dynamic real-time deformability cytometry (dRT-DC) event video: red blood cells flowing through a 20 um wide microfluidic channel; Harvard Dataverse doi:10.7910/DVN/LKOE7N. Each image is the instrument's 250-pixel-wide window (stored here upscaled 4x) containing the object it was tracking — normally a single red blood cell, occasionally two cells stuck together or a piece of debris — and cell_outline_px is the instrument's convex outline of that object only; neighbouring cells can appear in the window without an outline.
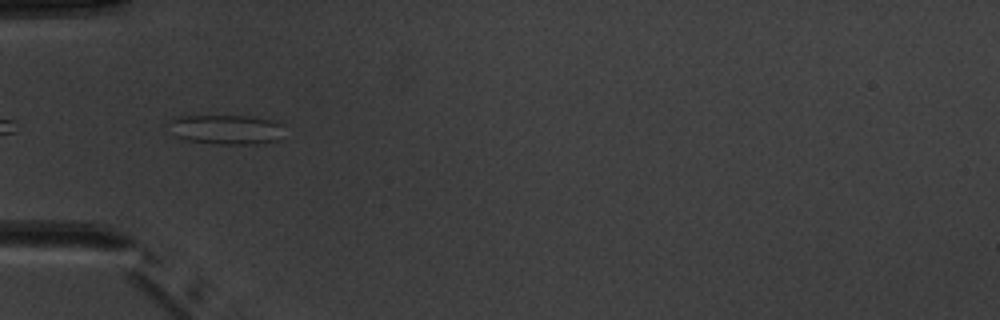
{"species": "common noctule bat (a hibernating species)", "species_latin": "Nyctalus noctula", "temperature_condition": "warm", "stored_images_in_passage": 7, "camera_frame_rate_fps": 3000, "um_per_image_px": 0.085, "animal": {"sex": "male", "body_mass_g": 20.1, "forearm_length_mm": 53.5}, "frame": {"image": 1, "passage_image": 5, "time_ms": 4.667, "image_size_px": [1000, 320], "cell_outline_px": [[280, 124], [276, 140], [256, 144], [216, 144], [188, 140], [176, 136], [172, 120], [172, 116], [248, 116], [268, 120]], "centroid_in_image_um": [19.18, 11.01], "position_along_channel_um": 65.8, "area_um2": 19.02}}
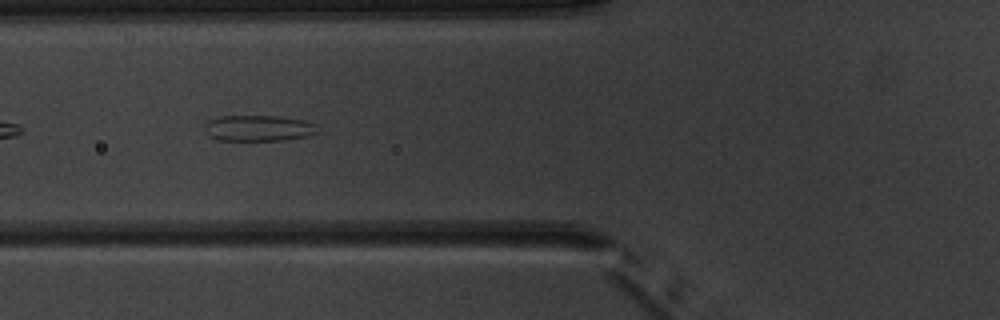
{"frame": {"image": 2, "passage_image": 6, "time_ms": 5.667, "image_size_px": [1000, 320], "cell_outline_px": [[320, 132], [308, 136], [284, 140], [216, 140], [208, 136], [204, 132], [204, 124], [208, 120], [220, 116], [280, 116], [304, 120], [316, 124]], "centroid_in_image_um": [21.96, 10.89], "position_along_channel_um": 103.8, "area_um2": 17.4}}